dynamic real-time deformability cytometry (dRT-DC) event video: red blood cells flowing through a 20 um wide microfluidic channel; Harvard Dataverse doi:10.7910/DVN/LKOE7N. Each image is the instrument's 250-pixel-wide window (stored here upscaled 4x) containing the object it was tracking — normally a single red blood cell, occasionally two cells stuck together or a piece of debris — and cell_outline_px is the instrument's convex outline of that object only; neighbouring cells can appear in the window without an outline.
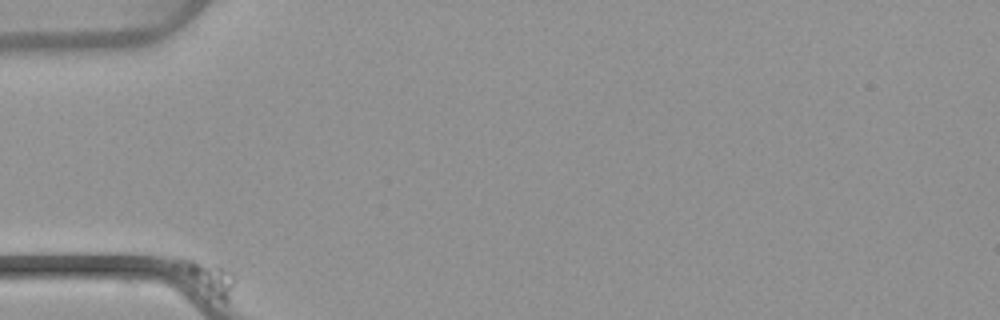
{"species": "common noctule bat (a hibernating species)", "species_latin": "Nyctalus noctula", "temperature_condition": "warm", "stored_images_in_passage": 54, "camera_frame_rate_fps": 3000, "um_per_image_px": 0.085, "animal": {"sex": "female", "body_mass_g": 22.7, "forearm_length_mm": 54.2}, "frame": {"image": 1, "passage_image": 1, "time_ms": 0.0, "image_size_px": [1000, 320], "cell_outline_px": [[236, 280], [228, 300], [204, 300], [172, 268], [172, 264], [176, 260], [192, 260], [220, 264], [228, 268], [236, 276]], "centroid_in_image_um": [17.57, 23.68], "position_along_channel_um": 67.4, "area_um2": 12.72}}
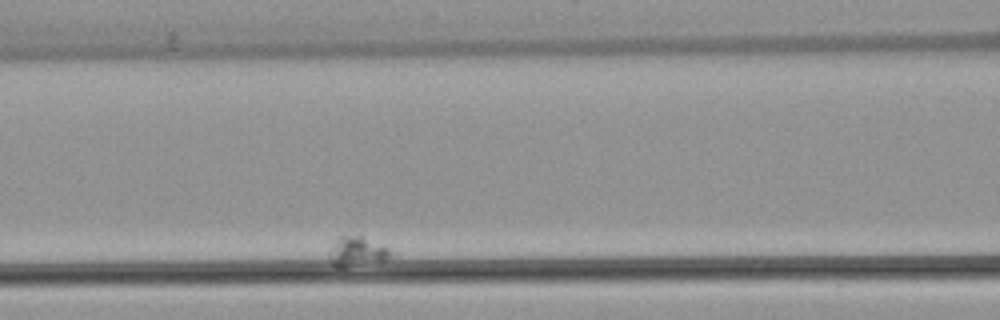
{"frame": {"image": 2, "passage_image": 17, "time_ms": 5.333, "image_size_px": [1000, 320], "cell_outline_px": [[392, 252], [384, 260], [340, 268], [332, 264], [328, 256], [328, 252], [336, 240], [340, 236], [364, 236], [388, 248]], "centroid_in_image_um": [30.3, 21.38], "position_along_channel_um": 136.3, "area_um2": 10.4}}